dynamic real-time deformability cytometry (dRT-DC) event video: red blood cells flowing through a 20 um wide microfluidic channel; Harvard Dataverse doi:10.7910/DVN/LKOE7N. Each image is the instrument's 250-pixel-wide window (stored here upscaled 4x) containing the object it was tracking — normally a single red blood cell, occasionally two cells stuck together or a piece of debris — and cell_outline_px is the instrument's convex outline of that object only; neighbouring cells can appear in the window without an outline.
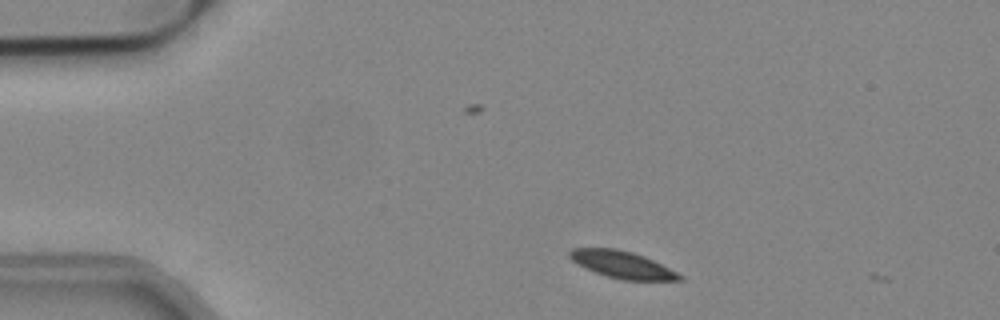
{"species": "common noctule bat (a hibernating species)", "species_latin": "Nyctalus noctula", "temperature_condition": "cold", "stored_images_in_passage": 2, "camera_frame_rate_fps": 3000, "um_per_image_px": 0.085, "animal": {"sex": "male", "body_mass_g": 19.2, "forearm_length_mm": 51.8}, "frame": {"image": 1, "passage_image": 1, "time_ms": 0.0, "image_size_px": [1000, 320], "cell_outline_px": [[684, 280], [624, 280], [608, 276], [596, 272], [572, 260], [568, 256], [568, 252], [572, 248], [616, 248], [632, 252], [644, 256], [684, 276]], "centroid_in_image_um": [52.9, 22.48], "position_along_channel_um": 32.1, "area_um2": 16.99}}